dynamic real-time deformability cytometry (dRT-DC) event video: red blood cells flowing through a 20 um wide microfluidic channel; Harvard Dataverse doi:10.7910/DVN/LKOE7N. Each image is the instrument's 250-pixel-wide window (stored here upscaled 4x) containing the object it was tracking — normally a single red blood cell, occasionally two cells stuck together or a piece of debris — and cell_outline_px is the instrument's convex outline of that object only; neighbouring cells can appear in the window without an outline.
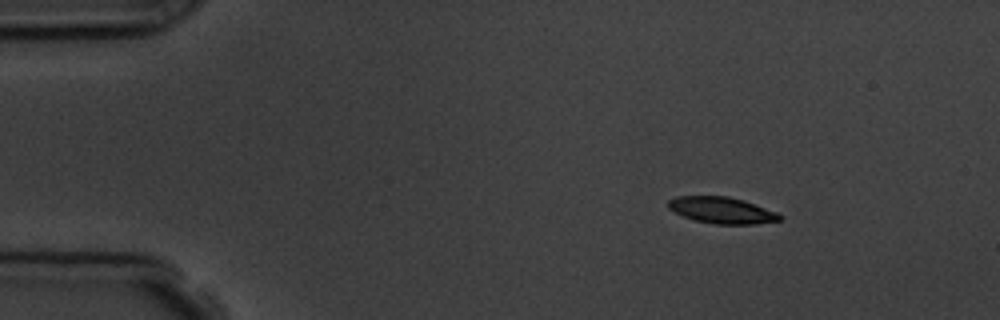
{"species": "common noctule bat (a hibernating species)", "species_latin": "Nyctalus noctula", "temperature_condition": "room temperature", "stored_images_in_passage": 4, "camera_frame_rate_fps": 3000, "um_per_image_px": 0.085, "animal": {"sex": "male", "body_mass_g": 19.5, "forearm_length_mm": 54.6}, "frame": {"image": 1, "passage_image": 2, "time_ms": 1.333, "image_size_px": [1000, 320], "cell_outline_px": [[780, 220], [756, 224], [716, 224], [692, 220], [668, 208], [668, 200], [676, 196], [728, 196], [744, 200], [776, 212], [780, 216]], "centroid_in_image_um": [61.32, 17.87], "position_along_channel_um": 23.7, "area_um2": 17.05}}